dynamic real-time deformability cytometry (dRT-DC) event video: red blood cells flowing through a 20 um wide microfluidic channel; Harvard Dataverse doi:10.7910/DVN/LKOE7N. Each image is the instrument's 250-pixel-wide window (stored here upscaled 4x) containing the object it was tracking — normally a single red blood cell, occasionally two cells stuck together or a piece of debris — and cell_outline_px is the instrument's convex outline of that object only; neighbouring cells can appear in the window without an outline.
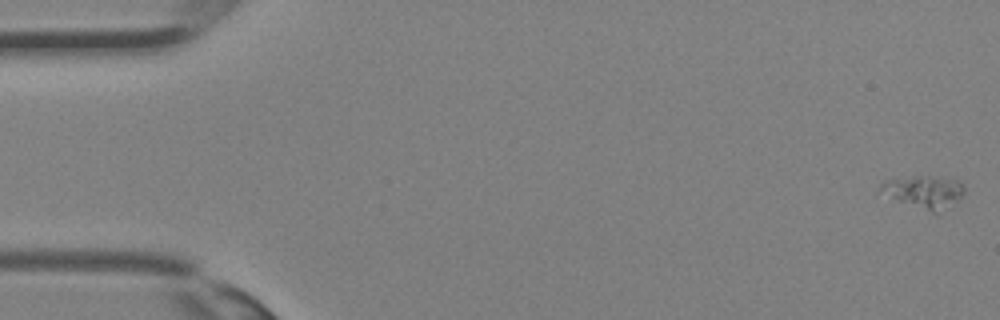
{"species": "Egyptian fruit bat (a non-hibernating species)", "species_latin": "Rousettus aegyptiacus", "temperature_condition": "room temperature", "stored_images_in_passage": 8, "camera_frame_rate_fps": 3000, "um_per_image_px": 0.085, "animal": {"sex": "female"}, "frame": {"image": 1, "passage_image": 1, "time_ms": 0.0, "image_size_px": [1000, 320], "cell_outline_px": [[964, 192], [960, 196], [936, 216], [876, 192], [880, 184], [884, 180], [912, 176], [924, 176], [960, 180], [964, 188]], "centroid_in_image_um": [78.46, 16.33], "position_along_channel_um": 6.5, "area_um2": 16.18}}